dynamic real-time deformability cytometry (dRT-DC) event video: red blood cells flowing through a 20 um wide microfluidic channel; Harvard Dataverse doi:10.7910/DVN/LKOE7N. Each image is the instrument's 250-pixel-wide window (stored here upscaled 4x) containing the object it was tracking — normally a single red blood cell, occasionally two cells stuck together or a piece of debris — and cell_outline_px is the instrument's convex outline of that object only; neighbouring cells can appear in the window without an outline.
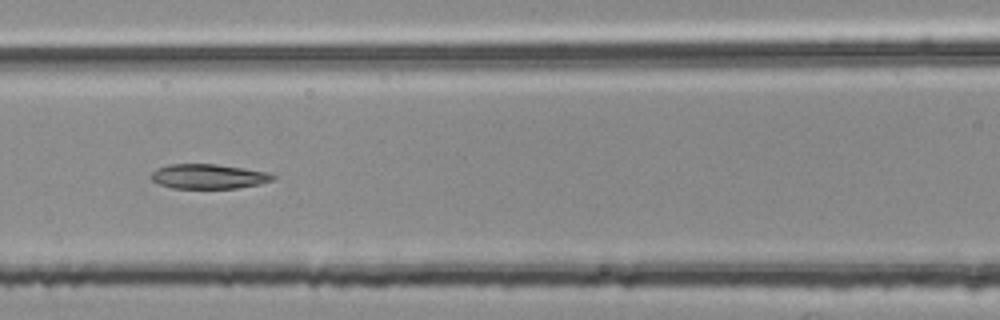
{"species": "common noctule bat (a hibernating species)", "species_latin": "Nyctalus noctula", "temperature_condition": "room temperature", "stored_images_in_passage": 46, "segment_of_instrument_passage": [2, 2], "camera_frame_rate_fps": 3000, "um_per_image_px": 0.085, "animal": {"sex": "female", "body_mass_g": 25.1}, "frame": {"image": 1, "passage_image": 17, "time_ms": 5.333, "image_size_px": [1000, 320], "cell_outline_px": [[276, 176], [272, 180], [260, 184], [236, 188], [172, 188], [160, 184], [152, 180], [148, 176], [156, 168], [168, 164], [216, 164], [268, 172]], "centroid_in_image_um": [17.68, 14.99], "position_along_channel_um": 148.9, "area_um2": 17.51}}
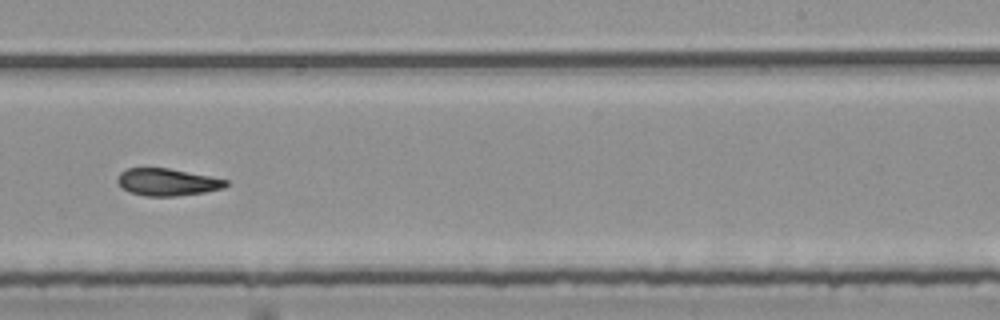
{"frame": {"image": 2, "passage_image": 27, "time_ms": 8.667, "image_size_px": [1000, 320], "cell_outline_px": [[228, 184], [224, 188], [204, 192], [176, 196], [144, 196], [128, 192], [116, 180], [120, 172], [128, 168], [168, 168], [228, 180]], "centroid_in_image_um": [14.2, 15.48], "position_along_channel_um": 274.8, "area_um2": 17.05}}
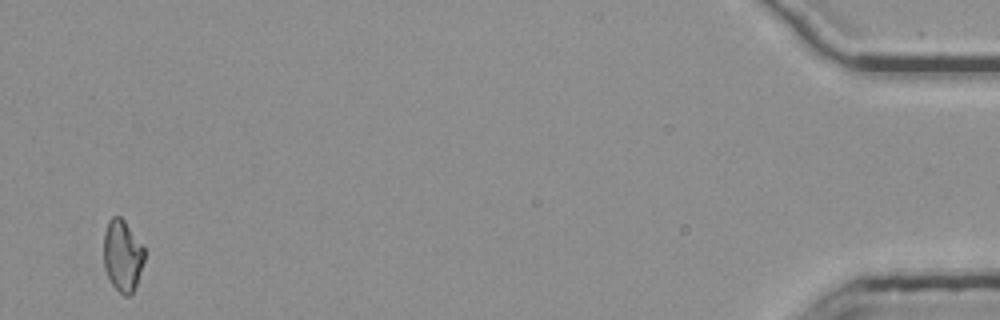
{"frame": {"image": 3, "passage_image": 46, "time_ms": 15.0, "image_size_px": [1000, 320], "cell_outline_px": [[144, 260], [132, 296], [124, 296], [112, 284], [104, 268], [104, 232], [108, 220], [112, 216], [120, 216], [124, 220], [144, 248]], "centroid_in_image_um": [10.4, 21.73], "position_along_channel_um": 424.8, "area_um2": 16.88}}